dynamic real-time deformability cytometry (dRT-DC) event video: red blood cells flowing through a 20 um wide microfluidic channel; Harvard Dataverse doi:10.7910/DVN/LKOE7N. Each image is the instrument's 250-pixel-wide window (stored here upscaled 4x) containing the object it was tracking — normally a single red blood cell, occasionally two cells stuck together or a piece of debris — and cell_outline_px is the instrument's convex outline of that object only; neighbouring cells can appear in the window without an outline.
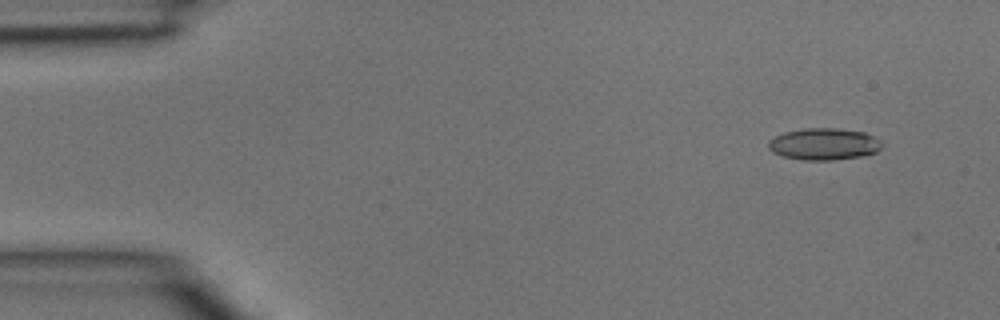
{"species": "common noctule bat (a hibernating species)", "species_latin": "Nyctalus noctula", "temperature_condition": "room temperature", "stored_images_in_passage": 4, "camera_frame_rate_fps": 3000, "um_per_image_px": 0.085, "animal": {"sex": "male", "body_mass_g": 15.6}, "frame": {"image": 1, "passage_image": 1, "time_ms": 0.0, "image_size_px": [1000, 320], "cell_outline_px": [[884, 144], [876, 152], [860, 156], [832, 160], [804, 160], [784, 156], [772, 152], [768, 148], [768, 140], [784, 132], [804, 128], [836, 128], [864, 132], [880, 140]], "centroid_in_image_um": [70.02, 12.24], "position_along_channel_um": 15.0, "area_um2": 20.98}}
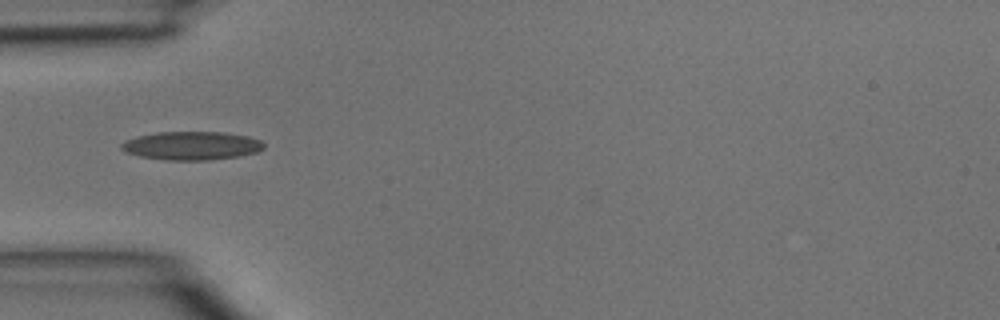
{"frame": {"image": 2, "passage_image": 4, "time_ms": 1.0, "image_size_px": [1000, 320], "cell_outline_px": [[264, 148], [256, 152], [240, 156], [212, 160], [164, 160], [140, 156], [124, 152], [120, 148], [120, 144], [124, 140], [136, 136], [156, 132], [220, 132], [248, 136], [260, 140], [264, 144]], "centroid_in_image_um": [16.24, 12.38], "position_along_channel_um": 68.8, "area_um2": 23.81}}